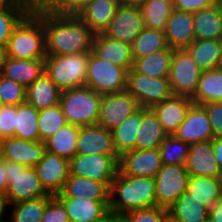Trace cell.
<instances>
[{"label": "cell", "mask_w": 222, "mask_h": 222, "mask_svg": "<svg viewBox=\"0 0 222 222\" xmlns=\"http://www.w3.org/2000/svg\"><path fill=\"white\" fill-rule=\"evenodd\" d=\"M94 34L103 33L120 5L119 0H63Z\"/></svg>", "instance_id": "cell-11"}, {"label": "cell", "mask_w": 222, "mask_h": 222, "mask_svg": "<svg viewBox=\"0 0 222 222\" xmlns=\"http://www.w3.org/2000/svg\"><path fill=\"white\" fill-rule=\"evenodd\" d=\"M127 70L90 52L85 85L100 95L126 90Z\"/></svg>", "instance_id": "cell-7"}, {"label": "cell", "mask_w": 222, "mask_h": 222, "mask_svg": "<svg viewBox=\"0 0 222 222\" xmlns=\"http://www.w3.org/2000/svg\"><path fill=\"white\" fill-rule=\"evenodd\" d=\"M39 141L45 142L60 128L67 124L61 105L47 107L38 111Z\"/></svg>", "instance_id": "cell-42"}, {"label": "cell", "mask_w": 222, "mask_h": 222, "mask_svg": "<svg viewBox=\"0 0 222 222\" xmlns=\"http://www.w3.org/2000/svg\"><path fill=\"white\" fill-rule=\"evenodd\" d=\"M201 73L202 70L185 49L174 50L168 77L172 94L191 98Z\"/></svg>", "instance_id": "cell-10"}, {"label": "cell", "mask_w": 222, "mask_h": 222, "mask_svg": "<svg viewBox=\"0 0 222 222\" xmlns=\"http://www.w3.org/2000/svg\"><path fill=\"white\" fill-rule=\"evenodd\" d=\"M52 197H41L9 204L11 214L9 222H41L47 202Z\"/></svg>", "instance_id": "cell-41"}, {"label": "cell", "mask_w": 222, "mask_h": 222, "mask_svg": "<svg viewBox=\"0 0 222 222\" xmlns=\"http://www.w3.org/2000/svg\"><path fill=\"white\" fill-rule=\"evenodd\" d=\"M118 170V163L109 155H75L69 160L70 175L94 179L109 189Z\"/></svg>", "instance_id": "cell-12"}, {"label": "cell", "mask_w": 222, "mask_h": 222, "mask_svg": "<svg viewBox=\"0 0 222 222\" xmlns=\"http://www.w3.org/2000/svg\"><path fill=\"white\" fill-rule=\"evenodd\" d=\"M146 1L147 0H119L120 4L129 5V6H135V7H140Z\"/></svg>", "instance_id": "cell-55"}, {"label": "cell", "mask_w": 222, "mask_h": 222, "mask_svg": "<svg viewBox=\"0 0 222 222\" xmlns=\"http://www.w3.org/2000/svg\"><path fill=\"white\" fill-rule=\"evenodd\" d=\"M162 167L159 149L133 150L120 156L118 168L124 175L155 177Z\"/></svg>", "instance_id": "cell-18"}, {"label": "cell", "mask_w": 222, "mask_h": 222, "mask_svg": "<svg viewBox=\"0 0 222 222\" xmlns=\"http://www.w3.org/2000/svg\"><path fill=\"white\" fill-rule=\"evenodd\" d=\"M214 157L217 161L219 168L222 171V138H214L212 140Z\"/></svg>", "instance_id": "cell-50"}, {"label": "cell", "mask_w": 222, "mask_h": 222, "mask_svg": "<svg viewBox=\"0 0 222 222\" xmlns=\"http://www.w3.org/2000/svg\"><path fill=\"white\" fill-rule=\"evenodd\" d=\"M167 211L175 222H202L209 215V209L186 192Z\"/></svg>", "instance_id": "cell-37"}, {"label": "cell", "mask_w": 222, "mask_h": 222, "mask_svg": "<svg viewBox=\"0 0 222 222\" xmlns=\"http://www.w3.org/2000/svg\"><path fill=\"white\" fill-rule=\"evenodd\" d=\"M186 193L210 209L221 200V185L219 178L205 176H189Z\"/></svg>", "instance_id": "cell-35"}, {"label": "cell", "mask_w": 222, "mask_h": 222, "mask_svg": "<svg viewBox=\"0 0 222 222\" xmlns=\"http://www.w3.org/2000/svg\"><path fill=\"white\" fill-rule=\"evenodd\" d=\"M90 52L46 56L44 72L61 90L85 86Z\"/></svg>", "instance_id": "cell-5"}, {"label": "cell", "mask_w": 222, "mask_h": 222, "mask_svg": "<svg viewBox=\"0 0 222 222\" xmlns=\"http://www.w3.org/2000/svg\"><path fill=\"white\" fill-rule=\"evenodd\" d=\"M195 39L222 40V3L193 13Z\"/></svg>", "instance_id": "cell-27"}, {"label": "cell", "mask_w": 222, "mask_h": 222, "mask_svg": "<svg viewBox=\"0 0 222 222\" xmlns=\"http://www.w3.org/2000/svg\"><path fill=\"white\" fill-rule=\"evenodd\" d=\"M209 215L216 222H222V200L217 201L209 209Z\"/></svg>", "instance_id": "cell-51"}, {"label": "cell", "mask_w": 222, "mask_h": 222, "mask_svg": "<svg viewBox=\"0 0 222 222\" xmlns=\"http://www.w3.org/2000/svg\"><path fill=\"white\" fill-rule=\"evenodd\" d=\"M44 73V59H16L4 55L0 64V74L29 87Z\"/></svg>", "instance_id": "cell-24"}, {"label": "cell", "mask_w": 222, "mask_h": 222, "mask_svg": "<svg viewBox=\"0 0 222 222\" xmlns=\"http://www.w3.org/2000/svg\"><path fill=\"white\" fill-rule=\"evenodd\" d=\"M92 52L100 59L112 62L129 71L134 64L131 44L95 34L92 42Z\"/></svg>", "instance_id": "cell-23"}, {"label": "cell", "mask_w": 222, "mask_h": 222, "mask_svg": "<svg viewBox=\"0 0 222 222\" xmlns=\"http://www.w3.org/2000/svg\"><path fill=\"white\" fill-rule=\"evenodd\" d=\"M185 167L189 176L220 178L222 171L214 157L212 140L191 144Z\"/></svg>", "instance_id": "cell-22"}, {"label": "cell", "mask_w": 222, "mask_h": 222, "mask_svg": "<svg viewBox=\"0 0 222 222\" xmlns=\"http://www.w3.org/2000/svg\"><path fill=\"white\" fill-rule=\"evenodd\" d=\"M202 71L222 67V40H197L185 49Z\"/></svg>", "instance_id": "cell-30"}, {"label": "cell", "mask_w": 222, "mask_h": 222, "mask_svg": "<svg viewBox=\"0 0 222 222\" xmlns=\"http://www.w3.org/2000/svg\"><path fill=\"white\" fill-rule=\"evenodd\" d=\"M0 99L4 105H19L26 101V88L0 74Z\"/></svg>", "instance_id": "cell-44"}, {"label": "cell", "mask_w": 222, "mask_h": 222, "mask_svg": "<svg viewBox=\"0 0 222 222\" xmlns=\"http://www.w3.org/2000/svg\"><path fill=\"white\" fill-rule=\"evenodd\" d=\"M141 122L142 107L111 131L115 149L119 156L135 150V142Z\"/></svg>", "instance_id": "cell-36"}, {"label": "cell", "mask_w": 222, "mask_h": 222, "mask_svg": "<svg viewBox=\"0 0 222 222\" xmlns=\"http://www.w3.org/2000/svg\"><path fill=\"white\" fill-rule=\"evenodd\" d=\"M126 90L143 108H152L173 95L168 78L148 77L133 68L127 72Z\"/></svg>", "instance_id": "cell-8"}, {"label": "cell", "mask_w": 222, "mask_h": 222, "mask_svg": "<svg viewBox=\"0 0 222 222\" xmlns=\"http://www.w3.org/2000/svg\"><path fill=\"white\" fill-rule=\"evenodd\" d=\"M215 2H221L222 3V0H214Z\"/></svg>", "instance_id": "cell-63"}, {"label": "cell", "mask_w": 222, "mask_h": 222, "mask_svg": "<svg viewBox=\"0 0 222 222\" xmlns=\"http://www.w3.org/2000/svg\"><path fill=\"white\" fill-rule=\"evenodd\" d=\"M114 222H131L126 215H117Z\"/></svg>", "instance_id": "cell-56"}, {"label": "cell", "mask_w": 222, "mask_h": 222, "mask_svg": "<svg viewBox=\"0 0 222 222\" xmlns=\"http://www.w3.org/2000/svg\"><path fill=\"white\" fill-rule=\"evenodd\" d=\"M7 188L8 183L4 170V159L0 156V193L6 194Z\"/></svg>", "instance_id": "cell-52"}, {"label": "cell", "mask_w": 222, "mask_h": 222, "mask_svg": "<svg viewBox=\"0 0 222 222\" xmlns=\"http://www.w3.org/2000/svg\"><path fill=\"white\" fill-rule=\"evenodd\" d=\"M146 28L164 31L172 12L171 0H147L140 7Z\"/></svg>", "instance_id": "cell-38"}, {"label": "cell", "mask_w": 222, "mask_h": 222, "mask_svg": "<svg viewBox=\"0 0 222 222\" xmlns=\"http://www.w3.org/2000/svg\"><path fill=\"white\" fill-rule=\"evenodd\" d=\"M36 0H17L13 5L0 8V46L5 50L18 24L33 10Z\"/></svg>", "instance_id": "cell-31"}, {"label": "cell", "mask_w": 222, "mask_h": 222, "mask_svg": "<svg viewBox=\"0 0 222 222\" xmlns=\"http://www.w3.org/2000/svg\"><path fill=\"white\" fill-rule=\"evenodd\" d=\"M17 0H0V8L13 5Z\"/></svg>", "instance_id": "cell-57"}, {"label": "cell", "mask_w": 222, "mask_h": 222, "mask_svg": "<svg viewBox=\"0 0 222 222\" xmlns=\"http://www.w3.org/2000/svg\"><path fill=\"white\" fill-rule=\"evenodd\" d=\"M145 24L139 7L120 4L104 36L131 44L144 30Z\"/></svg>", "instance_id": "cell-14"}, {"label": "cell", "mask_w": 222, "mask_h": 222, "mask_svg": "<svg viewBox=\"0 0 222 222\" xmlns=\"http://www.w3.org/2000/svg\"><path fill=\"white\" fill-rule=\"evenodd\" d=\"M214 3H216L214 0H174L173 8L182 12L195 13L210 7Z\"/></svg>", "instance_id": "cell-49"}, {"label": "cell", "mask_w": 222, "mask_h": 222, "mask_svg": "<svg viewBox=\"0 0 222 222\" xmlns=\"http://www.w3.org/2000/svg\"><path fill=\"white\" fill-rule=\"evenodd\" d=\"M126 216L131 222H166L169 219L167 209L158 206L132 210Z\"/></svg>", "instance_id": "cell-45"}, {"label": "cell", "mask_w": 222, "mask_h": 222, "mask_svg": "<svg viewBox=\"0 0 222 222\" xmlns=\"http://www.w3.org/2000/svg\"><path fill=\"white\" fill-rule=\"evenodd\" d=\"M7 208H9L7 196H6V194L0 193V222L5 221L4 218H6V216H5V215H7L6 212L7 213L9 212V211H7L9 209H7Z\"/></svg>", "instance_id": "cell-53"}, {"label": "cell", "mask_w": 222, "mask_h": 222, "mask_svg": "<svg viewBox=\"0 0 222 222\" xmlns=\"http://www.w3.org/2000/svg\"><path fill=\"white\" fill-rule=\"evenodd\" d=\"M191 99L196 105L222 101V67L202 71Z\"/></svg>", "instance_id": "cell-32"}, {"label": "cell", "mask_w": 222, "mask_h": 222, "mask_svg": "<svg viewBox=\"0 0 222 222\" xmlns=\"http://www.w3.org/2000/svg\"><path fill=\"white\" fill-rule=\"evenodd\" d=\"M56 197L110 200V189L94 179L69 174L63 190Z\"/></svg>", "instance_id": "cell-26"}, {"label": "cell", "mask_w": 222, "mask_h": 222, "mask_svg": "<svg viewBox=\"0 0 222 222\" xmlns=\"http://www.w3.org/2000/svg\"><path fill=\"white\" fill-rule=\"evenodd\" d=\"M46 152L45 142L29 141L15 137L0 140V156L5 161L35 167Z\"/></svg>", "instance_id": "cell-17"}, {"label": "cell", "mask_w": 222, "mask_h": 222, "mask_svg": "<svg viewBox=\"0 0 222 222\" xmlns=\"http://www.w3.org/2000/svg\"><path fill=\"white\" fill-rule=\"evenodd\" d=\"M174 50L168 47L148 56L134 59L133 69L143 75L155 78H168Z\"/></svg>", "instance_id": "cell-33"}, {"label": "cell", "mask_w": 222, "mask_h": 222, "mask_svg": "<svg viewBox=\"0 0 222 222\" xmlns=\"http://www.w3.org/2000/svg\"><path fill=\"white\" fill-rule=\"evenodd\" d=\"M104 154L111 156L118 164V155L112 133L99 126H81L79 128L76 155Z\"/></svg>", "instance_id": "cell-16"}, {"label": "cell", "mask_w": 222, "mask_h": 222, "mask_svg": "<svg viewBox=\"0 0 222 222\" xmlns=\"http://www.w3.org/2000/svg\"><path fill=\"white\" fill-rule=\"evenodd\" d=\"M117 215L118 214H116L114 211L109 210L106 214H104L98 220L92 221V222H114L115 217Z\"/></svg>", "instance_id": "cell-54"}, {"label": "cell", "mask_w": 222, "mask_h": 222, "mask_svg": "<svg viewBox=\"0 0 222 222\" xmlns=\"http://www.w3.org/2000/svg\"><path fill=\"white\" fill-rule=\"evenodd\" d=\"M168 47L184 50L195 41L193 13L173 9L164 30Z\"/></svg>", "instance_id": "cell-20"}, {"label": "cell", "mask_w": 222, "mask_h": 222, "mask_svg": "<svg viewBox=\"0 0 222 222\" xmlns=\"http://www.w3.org/2000/svg\"><path fill=\"white\" fill-rule=\"evenodd\" d=\"M101 97L86 85L62 91L60 105L67 123L79 127L97 125Z\"/></svg>", "instance_id": "cell-4"}, {"label": "cell", "mask_w": 222, "mask_h": 222, "mask_svg": "<svg viewBox=\"0 0 222 222\" xmlns=\"http://www.w3.org/2000/svg\"><path fill=\"white\" fill-rule=\"evenodd\" d=\"M4 55H5V50L0 46V64L3 60Z\"/></svg>", "instance_id": "cell-58"}, {"label": "cell", "mask_w": 222, "mask_h": 222, "mask_svg": "<svg viewBox=\"0 0 222 222\" xmlns=\"http://www.w3.org/2000/svg\"><path fill=\"white\" fill-rule=\"evenodd\" d=\"M174 136L188 145L213 140L214 134L205 109L193 104Z\"/></svg>", "instance_id": "cell-19"}, {"label": "cell", "mask_w": 222, "mask_h": 222, "mask_svg": "<svg viewBox=\"0 0 222 222\" xmlns=\"http://www.w3.org/2000/svg\"><path fill=\"white\" fill-rule=\"evenodd\" d=\"M167 48L168 43L164 31L146 27L131 43L133 59L142 58Z\"/></svg>", "instance_id": "cell-39"}, {"label": "cell", "mask_w": 222, "mask_h": 222, "mask_svg": "<svg viewBox=\"0 0 222 222\" xmlns=\"http://www.w3.org/2000/svg\"><path fill=\"white\" fill-rule=\"evenodd\" d=\"M188 179L185 165L162 164L154 177L156 206L168 209L186 192Z\"/></svg>", "instance_id": "cell-9"}, {"label": "cell", "mask_w": 222, "mask_h": 222, "mask_svg": "<svg viewBox=\"0 0 222 222\" xmlns=\"http://www.w3.org/2000/svg\"><path fill=\"white\" fill-rule=\"evenodd\" d=\"M33 11L43 21L46 56L92 51L95 34L63 0H36Z\"/></svg>", "instance_id": "cell-1"}, {"label": "cell", "mask_w": 222, "mask_h": 222, "mask_svg": "<svg viewBox=\"0 0 222 222\" xmlns=\"http://www.w3.org/2000/svg\"><path fill=\"white\" fill-rule=\"evenodd\" d=\"M139 108L136 99L127 90L102 95L97 125L112 131Z\"/></svg>", "instance_id": "cell-13"}, {"label": "cell", "mask_w": 222, "mask_h": 222, "mask_svg": "<svg viewBox=\"0 0 222 222\" xmlns=\"http://www.w3.org/2000/svg\"><path fill=\"white\" fill-rule=\"evenodd\" d=\"M194 104L190 97L172 95L170 98L152 107L163 130L167 135H174L186 119L188 110Z\"/></svg>", "instance_id": "cell-21"}, {"label": "cell", "mask_w": 222, "mask_h": 222, "mask_svg": "<svg viewBox=\"0 0 222 222\" xmlns=\"http://www.w3.org/2000/svg\"><path fill=\"white\" fill-rule=\"evenodd\" d=\"M219 180H220V185H221V200H222V174H221Z\"/></svg>", "instance_id": "cell-61"}, {"label": "cell", "mask_w": 222, "mask_h": 222, "mask_svg": "<svg viewBox=\"0 0 222 222\" xmlns=\"http://www.w3.org/2000/svg\"><path fill=\"white\" fill-rule=\"evenodd\" d=\"M41 222H70L66 208L56 196L47 202Z\"/></svg>", "instance_id": "cell-46"}, {"label": "cell", "mask_w": 222, "mask_h": 222, "mask_svg": "<svg viewBox=\"0 0 222 222\" xmlns=\"http://www.w3.org/2000/svg\"><path fill=\"white\" fill-rule=\"evenodd\" d=\"M166 136L167 133L153 109L142 107V122L137 133L135 150L159 149Z\"/></svg>", "instance_id": "cell-29"}, {"label": "cell", "mask_w": 222, "mask_h": 222, "mask_svg": "<svg viewBox=\"0 0 222 222\" xmlns=\"http://www.w3.org/2000/svg\"><path fill=\"white\" fill-rule=\"evenodd\" d=\"M61 90L45 72L26 88V103L37 111L60 104Z\"/></svg>", "instance_id": "cell-28"}, {"label": "cell", "mask_w": 222, "mask_h": 222, "mask_svg": "<svg viewBox=\"0 0 222 222\" xmlns=\"http://www.w3.org/2000/svg\"><path fill=\"white\" fill-rule=\"evenodd\" d=\"M34 169L44 190L56 196L61 193L68 179L69 160L46 151Z\"/></svg>", "instance_id": "cell-15"}, {"label": "cell", "mask_w": 222, "mask_h": 222, "mask_svg": "<svg viewBox=\"0 0 222 222\" xmlns=\"http://www.w3.org/2000/svg\"><path fill=\"white\" fill-rule=\"evenodd\" d=\"M5 56L16 59H45V31L42 19L32 10L14 29Z\"/></svg>", "instance_id": "cell-3"}, {"label": "cell", "mask_w": 222, "mask_h": 222, "mask_svg": "<svg viewBox=\"0 0 222 222\" xmlns=\"http://www.w3.org/2000/svg\"><path fill=\"white\" fill-rule=\"evenodd\" d=\"M4 170L8 183L6 196L9 204L41 197H53L42 187L34 167L4 160Z\"/></svg>", "instance_id": "cell-6"}, {"label": "cell", "mask_w": 222, "mask_h": 222, "mask_svg": "<svg viewBox=\"0 0 222 222\" xmlns=\"http://www.w3.org/2000/svg\"><path fill=\"white\" fill-rule=\"evenodd\" d=\"M156 206L154 177H135L117 171L110 188L109 210L126 215L136 209Z\"/></svg>", "instance_id": "cell-2"}, {"label": "cell", "mask_w": 222, "mask_h": 222, "mask_svg": "<svg viewBox=\"0 0 222 222\" xmlns=\"http://www.w3.org/2000/svg\"><path fill=\"white\" fill-rule=\"evenodd\" d=\"M166 222H175V221L169 218Z\"/></svg>", "instance_id": "cell-62"}, {"label": "cell", "mask_w": 222, "mask_h": 222, "mask_svg": "<svg viewBox=\"0 0 222 222\" xmlns=\"http://www.w3.org/2000/svg\"><path fill=\"white\" fill-rule=\"evenodd\" d=\"M189 147L190 145L177 139L174 135H167L159 147L162 164L185 165Z\"/></svg>", "instance_id": "cell-43"}, {"label": "cell", "mask_w": 222, "mask_h": 222, "mask_svg": "<svg viewBox=\"0 0 222 222\" xmlns=\"http://www.w3.org/2000/svg\"><path fill=\"white\" fill-rule=\"evenodd\" d=\"M4 106H5V105L3 104V102H2L1 99H0V114H1L2 109H3Z\"/></svg>", "instance_id": "cell-60"}, {"label": "cell", "mask_w": 222, "mask_h": 222, "mask_svg": "<svg viewBox=\"0 0 222 222\" xmlns=\"http://www.w3.org/2000/svg\"><path fill=\"white\" fill-rule=\"evenodd\" d=\"M209 118L214 138H222V101L201 105Z\"/></svg>", "instance_id": "cell-48"}, {"label": "cell", "mask_w": 222, "mask_h": 222, "mask_svg": "<svg viewBox=\"0 0 222 222\" xmlns=\"http://www.w3.org/2000/svg\"><path fill=\"white\" fill-rule=\"evenodd\" d=\"M202 222H216L210 215H208Z\"/></svg>", "instance_id": "cell-59"}, {"label": "cell", "mask_w": 222, "mask_h": 222, "mask_svg": "<svg viewBox=\"0 0 222 222\" xmlns=\"http://www.w3.org/2000/svg\"><path fill=\"white\" fill-rule=\"evenodd\" d=\"M17 105H5L0 114V140L14 137L16 131Z\"/></svg>", "instance_id": "cell-47"}, {"label": "cell", "mask_w": 222, "mask_h": 222, "mask_svg": "<svg viewBox=\"0 0 222 222\" xmlns=\"http://www.w3.org/2000/svg\"><path fill=\"white\" fill-rule=\"evenodd\" d=\"M79 126L67 123L45 141L46 151L70 160L76 155Z\"/></svg>", "instance_id": "cell-34"}, {"label": "cell", "mask_w": 222, "mask_h": 222, "mask_svg": "<svg viewBox=\"0 0 222 222\" xmlns=\"http://www.w3.org/2000/svg\"><path fill=\"white\" fill-rule=\"evenodd\" d=\"M38 111L28 103L17 105L15 138L39 141Z\"/></svg>", "instance_id": "cell-40"}, {"label": "cell", "mask_w": 222, "mask_h": 222, "mask_svg": "<svg viewBox=\"0 0 222 222\" xmlns=\"http://www.w3.org/2000/svg\"><path fill=\"white\" fill-rule=\"evenodd\" d=\"M64 205L70 222H92L109 211L110 200H91L84 197H57Z\"/></svg>", "instance_id": "cell-25"}]
</instances>
